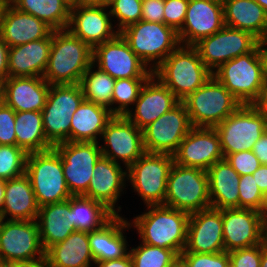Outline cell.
<instances>
[{
    "mask_svg": "<svg viewBox=\"0 0 267 267\" xmlns=\"http://www.w3.org/2000/svg\"><path fill=\"white\" fill-rule=\"evenodd\" d=\"M113 0H83L82 4L85 5H97V6H107L112 2Z\"/></svg>",
    "mask_w": 267,
    "mask_h": 267,
    "instance_id": "59",
    "label": "cell"
},
{
    "mask_svg": "<svg viewBox=\"0 0 267 267\" xmlns=\"http://www.w3.org/2000/svg\"><path fill=\"white\" fill-rule=\"evenodd\" d=\"M141 20L164 23V0L142 2Z\"/></svg>",
    "mask_w": 267,
    "mask_h": 267,
    "instance_id": "50",
    "label": "cell"
},
{
    "mask_svg": "<svg viewBox=\"0 0 267 267\" xmlns=\"http://www.w3.org/2000/svg\"><path fill=\"white\" fill-rule=\"evenodd\" d=\"M8 45L0 37V83L8 78Z\"/></svg>",
    "mask_w": 267,
    "mask_h": 267,
    "instance_id": "52",
    "label": "cell"
},
{
    "mask_svg": "<svg viewBox=\"0 0 267 267\" xmlns=\"http://www.w3.org/2000/svg\"><path fill=\"white\" fill-rule=\"evenodd\" d=\"M145 208L142 214L128 220L139 240L173 250L180 256L186 245L190 214L164 205H148Z\"/></svg>",
    "mask_w": 267,
    "mask_h": 267,
    "instance_id": "1",
    "label": "cell"
},
{
    "mask_svg": "<svg viewBox=\"0 0 267 267\" xmlns=\"http://www.w3.org/2000/svg\"><path fill=\"white\" fill-rule=\"evenodd\" d=\"M54 30L35 16L7 4L0 20V37L14 47L47 38Z\"/></svg>",
    "mask_w": 267,
    "mask_h": 267,
    "instance_id": "25",
    "label": "cell"
},
{
    "mask_svg": "<svg viewBox=\"0 0 267 267\" xmlns=\"http://www.w3.org/2000/svg\"><path fill=\"white\" fill-rule=\"evenodd\" d=\"M37 223L41 244L45 251L53 244L64 241L76 230L70 219V198L60 203L40 207Z\"/></svg>",
    "mask_w": 267,
    "mask_h": 267,
    "instance_id": "32",
    "label": "cell"
},
{
    "mask_svg": "<svg viewBox=\"0 0 267 267\" xmlns=\"http://www.w3.org/2000/svg\"><path fill=\"white\" fill-rule=\"evenodd\" d=\"M129 249L133 267H169L179 256L175 251L139 242Z\"/></svg>",
    "mask_w": 267,
    "mask_h": 267,
    "instance_id": "40",
    "label": "cell"
},
{
    "mask_svg": "<svg viewBox=\"0 0 267 267\" xmlns=\"http://www.w3.org/2000/svg\"><path fill=\"white\" fill-rule=\"evenodd\" d=\"M252 176L264 195L267 192V165H261Z\"/></svg>",
    "mask_w": 267,
    "mask_h": 267,
    "instance_id": "54",
    "label": "cell"
},
{
    "mask_svg": "<svg viewBox=\"0 0 267 267\" xmlns=\"http://www.w3.org/2000/svg\"><path fill=\"white\" fill-rule=\"evenodd\" d=\"M267 13V0H255Z\"/></svg>",
    "mask_w": 267,
    "mask_h": 267,
    "instance_id": "66",
    "label": "cell"
},
{
    "mask_svg": "<svg viewBox=\"0 0 267 267\" xmlns=\"http://www.w3.org/2000/svg\"><path fill=\"white\" fill-rule=\"evenodd\" d=\"M169 267H190V266L181 256H178L176 260Z\"/></svg>",
    "mask_w": 267,
    "mask_h": 267,
    "instance_id": "62",
    "label": "cell"
},
{
    "mask_svg": "<svg viewBox=\"0 0 267 267\" xmlns=\"http://www.w3.org/2000/svg\"><path fill=\"white\" fill-rule=\"evenodd\" d=\"M174 163L208 170L223 160L220 138L215 128L193 127L173 154Z\"/></svg>",
    "mask_w": 267,
    "mask_h": 267,
    "instance_id": "18",
    "label": "cell"
},
{
    "mask_svg": "<svg viewBox=\"0 0 267 267\" xmlns=\"http://www.w3.org/2000/svg\"><path fill=\"white\" fill-rule=\"evenodd\" d=\"M5 4H12L15 0H2Z\"/></svg>",
    "mask_w": 267,
    "mask_h": 267,
    "instance_id": "70",
    "label": "cell"
},
{
    "mask_svg": "<svg viewBox=\"0 0 267 267\" xmlns=\"http://www.w3.org/2000/svg\"><path fill=\"white\" fill-rule=\"evenodd\" d=\"M212 75L241 103L254 104L264 83L257 47L221 64Z\"/></svg>",
    "mask_w": 267,
    "mask_h": 267,
    "instance_id": "10",
    "label": "cell"
},
{
    "mask_svg": "<svg viewBox=\"0 0 267 267\" xmlns=\"http://www.w3.org/2000/svg\"><path fill=\"white\" fill-rule=\"evenodd\" d=\"M149 78L116 79L112 95V114L126 115L134 106L140 91Z\"/></svg>",
    "mask_w": 267,
    "mask_h": 267,
    "instance_id": "39",
    "label": "cell"
},
{
    "mask_svg": "<svg viewBox=\"0 0 267 267\" xmlns=\"http://www.w3.org/2000/svg\"><path fill=\"white\" fill-rule=\"evenodd\" d=\"M43 129L47 141L54 147L70 141L71 117L75 112L42 111Z\"/></svg>",
    "mask_w": 267,
    "mask_h": 267,
    "instance_id": "41",
    "label": "cell"
},
{
    "mask_svg": "<svg viewBox=\"0 0 267 267\" xmlns=\"http://www.w3.org/2000/svg\"><path fill=\"white\" fill-rule=\"evenodd\" d=\"M228 253L232 267H260L261 244L249 248L232 250Z\"/></svg>",
    "mask_w": 267,
    "mask_h": 267,
    "instance_id": "48",
    "label": "cell"
},
{
    "mask_svg": "<svg viewBox=\"0 0 267 267\" xmlns=\"http://www.w3.org/2000/svg\"><path fill=\"white\" fill-rule=\"evenodd\" d=\"M260 267H267V246L261 245V264Z\"/></svg>",
    "mask_w": 267,
    "mask_h": 267,
    "instance_id": "61",
    "label": "cell"
},
{
    "mask_svg": "<svg viewBox=\"0 0 267 267\" xmlns=\"http://www.w3.org/2000/svg\"><path fill=\"white\" fill-rule=\"evenodd\" d=\"M92 63L115 80L150 78L153 75V71L131 50L120 33L93 48Z\"/></svg>",
    "mask_w": 267,
    "mask_h": 267,
    "instance_id": "16",
    "label": "cell"
},
{
    "mask_svg": "<svg viewBox=\"0 0 267 267\" xmlns=\"http://www.w3.org/2000/svg\"><path fill=\"white\" fill-rule=\"evenodd\" d=\"M164 206L189 214L210 208L207 171L174 163L167 180Z\"/></svg>",
    "mask_w": 267,
    "mask_h": 267,
    "instance_id": "8",
    "label": "cell"
},
{
    "mask_svg": "<svg viewBox=\"0 0 267 267\" xmlns=\"http://www.w3.org/2000/svg\"><path fill=\"white\" fill-rule=\"evenodd\" d=\"M70 8L76 7L82 4L83 0H63Z\"/></svg>",
    "mask_w": 267,
    "mask_h": 267,
    "instance_id": "65",
    "label": "cell"
},
{
    "mask_svg": "<svg viewBox=\"0 0 267 267\" xmlns=\"http://www.w3.org/2000/svg\"><path fill=\"white\" fill-rule=\"evenodd\" d=\"M39 208L26 174L6 180L5 198L1 209L5 220H37Z\"/></svg>",
    "mask_w": 267,
    "mask_h": 267,
    "instance_id": "29",
    "label": "cell"
},
{
    "mask_svg": "<svg viewBox=\"0 0 267 267\" xmlns=\"http://www.w3.org/2000/svg\"><path fill=\"white\" fill-rule=\"evenodd\" d=\"M173 155L145 152L127 168V183L145 206L164 205Z\"/></svg>",
    "mask_w": 267,
    "mask_h": 267,
    "instance_id": "7",
    "label": "cell"
},
{
    "mask_svg": "<svg viewBox=\"0 0 267 267\" xmlns=\"http://www.w3.org/2000/svg\"><path fill=\"white\" fill-rule=\"evenodd\" d=\"M131 230L124 215H114L100 229L88 232L90 250L96 262L119 259L129 253L125 232Z\"/></svg>",
    "mask_w": 267,
    "mask_h": 267,
    "instance_id": "26",
    "label": "cell"
},
{
    "mask_svg": "<svg viewBox=\"0 0 267 267\" xmlns=\"http://www.w3.org/2000/svg\"><path fill=\"white\" fill-rule=\"evenodd\" d=\"M189 0H164V24L177 32L182 28Z\"/></svg>",
    "mask_w": 267,
    "mask_h": 267,
    "instance_id": "47",
    "label": "cell"
},
{
    "mask_svg": "<svg viewBox=\"0 0 267 267\" xmlns=\"http://www.w3.org/2000/svg\"><path fill=\"white\" fill-rule=\"evenodd\" d=\"M192 128L186 106L179 102L142 130L145 152L173 155Z\"/></svg>",
    "mask_w": 267,
    "mask_h": 267,
    "instance_id": "15",
    "label": "cell"
},
{
    "mask_svg": "<svg viewBox=\"0 0 267 267\" xmlns=\"http://www.w3.org/2000/svg\"><path fill=\"white\" fill-rule=\"evenodd\" d=\"M113 116L108 108L84 99L71 117L70 142L100 143L103 130Z\"/></svg>",
    "mask_w": 267,
    "mask_h": 267,
    "instance_id": "31",
    "label": "cell"
},
{
    "mask_svg": "<svg viewBox=\"0 0 267 267\" xmlns=\"http://www.w3.org/2000/svg\"><path fill=\"white\" fill-rule=\"evenodd\" d=\"M112 22L107 6L79 4L70 10L67 29L93 49L119 33Z\"/></svg>",
    "mask_w": 267,
    "mask_h": 267,
    "instance_id": "19",
    "label": "cell"
},
{
    "mask_svg": "<svg viewBox=\"0 0 267 267\" xmlns=\"http://www.w3.org/2000/svg\"><path fill=\"white\" fill-rule=\"evenodd\" d=\"M263 194L255 182L252 174L240 176L239 208L261 210Z\"/></svg>",
    "mask_w": 267,
    "mask_h": 267,
    "instance_id": "44",
    "label": "cell"
},
{
    "mask_svg": "<svg viewBox=\"0 0 267 267\" xmlns=\"http://www.w3.org/2000/svg\"><path fill=\"white\" fill-rule=\"evenodd\" d=\"M48 267H93L88 232L75 230L64 241L45 251Z\"/></svg>",
    "mask_w": 267,
    "mask_h": 267,
    "instance_id": "30",
    "label": "cell"
},
{
    "mask_svg": "<svg viewBox=\"0 0 267 267\" xmlns=\"http://www.w3.org/2000/svg\"><path fill=\"white\" fill-rule=\"evenodd\" d=\"M257 43L258 38L252 33L225 25L218 32L200 39L193 46L205 66L213 72L221 64L252 52Z\"/></svg>",
    "mask_w": 267,
    "mask_h": 267,
    "instance_id": "13",
    "label": "cell"
},
{
    "mask_svg": "<svg viewBox=\"0 0 267 267\" xmlns=\"http://www.w3.org/2000/svg\"><path fill=\"white\" fill-rule=\"evenodd\" d=\"M93 49L68 29L54 30L43 78L50 85L80 84L92 64Z\"/></svg>",
    "mask_w": 267,
    "mask_h": 267,
    "instance_id": "2",
    "label": "cell"
},
{
    "mask_svg": "<svg viewBox=\"0 0 267 267\" xmlns=\"http://www.w3.org/2000/svg\"><path fill=\"white\" fill-rule=\"evenodd\" d=\"M101 138V143L104 142L100 143L102 156L126 168L145 153L143 131L125 115H114Z\"/></svg>",
    "mask_w": 267,
    "mask_h": 267,
    "instance_id": "12",
    "label": "cell"
},
{
    "mask_svg": "<svg viewBox=\"0 0 267 267\" xmlns=\"http://www.w3.org/2000/svg\"><path fill=\"white\" fill-rule=\"evenodd\" d=\"M257 53L261 62L262 75L264 80L267 79V49L257 43Z\"/></svg>",
    "mask_w": 267,
    "mask_h": 267,
    "instance_id": "57",
    "label": "cell"
},
{
    "mask_svg": "<svg viewBox=\"0 0 267 267\" xmlns=\"http://www.w3.org/2000/svg\"><path fill=\"white\" fill-rule=\"evenodd\" d=\"M261 245L267 246V215H261Z\"/></svg>",
    "mask_w": 267,
    "mask_h": 267,
    "instance_id": "58",
    "label": "cell"
},
{
    "mask_svg": "<svg viewBox=\"0 0 267 267\" xmlns=\"http://www.w3.org/2000/svg\"><path fill=\"white\" fill-rule=\"evenodd\" d=\"M15 111L4 102L0 104V145H16Z\"/></svg>",
    "mask_w": 267,
    "mask_h": 267,
    "instance_id": "49",
    "label": "cell"
},
{
    "mask_svg": "<svg viewBox=\"0 0 267 267\" xmlns=\"http://www.w3.org/2000/svg\"><path fill=\"white\" fill-rule=\"evenodd\" d=\"M225 26L223 4L217 0H189L186 17L178 31L180 44L194 45Z\"/></svg>",
    "mask_w": 267,
    "mask_h": 267,
    "instance_id": "21",
    "label": "cell"
},
{
    "mask_svg": "<svg viewBox=\"0 0 267 267\" xmlns=\"http://www.w3.org/2000/svg\"><path fill=\"white\" fill-rule=\"evenodd\" d=\"M44 258L37 220H4L0 228V264Z\"/></svg>",
    "mask_w": 267,
    "mask_h": 267,
    "instance_id": "14",
    "label": "cell"
},
{
    "mask_svg": "<svg viewBox=\"0 0 267 267\" xmlns=\"http://www.w3.org/2000/svg\"><path fill=\"white\" fill-rule=\"evenodd\" d=\"M222 210L207 208L190 213L183 252L219 253L225 251Z\"/></svg>",
    "mask_w": 267,
    "mask_h": 267,
    "instance_id": "20",
    "label": "cell"
},
{
    "mask_svg": "<svg viewBox=\"0 0 267 267\" xmlns=\"http://www.w3.org/2000/svg\"><path fill=\"white\" fill-rule=\"evenodd\" d=\"M83 100L80 84L50 85L42 111L75 112Z\"/></svg>",
    "mask_w": 267,
    "mask_h": 267,
    "instance_id": "38",
    "label": "cell"
},
{
    "mask_svg": "<svg viewBox=\"0 0 267 267\" xmlns=\"http://www.w3.org/2000/svg\"><path fill=\"white\" fill-rule=\"evenodd\" d=\"M252 151L260 161L261 165H267V130L254 144Z\"/></svg>",
    "mask_w": 267,
    "mask_h": 267,
    "instance_id": "51",
    "label": "cell"
},
{
    "mask_svg": "<svg viewBox=\"0 0 267 267\" xmlns=\"http://www.w3.org/2000/svg\"><path fill=\"white\" fill-rule=\"evenodd\" d=\"M182 102L193 127L214 128L241 106L213 75Z\"/></svg>",
    "mask_w": 267,
    "mask_h": 267,
    "instance_id": "6",
    "label": "cell"
},
{
    "mask_svg": "<svg viewBox=\"0 0 267 267\" xmlns=\"http://www.w3.org/2000/svg\"><path fill=\"white\" fill-rule=\"evenodd\" d=\"M224 24L259 38L267 27V13L255 0H224Z\"/></svg>",
    "mask_w": 267,
    "mask_h": 267,
    "instance_id": "33",
    "label": "cell"
},
{
    "mask_svg": "<svg viewBox=\"0 0 267 267\" xmlns=\"http://www.w3.org/2000/svg\"><path fill=\"white\" fill-rule=\"evenodd\" d=\"M94 266L96 267H133V264H132L130 254L128 253L126 256L119 258V259L96 262Z\"/></svg>",
    "mask_w": 267,
    "mask_h": 267,
    "instance_id": "53",
    "label": "cell"
},
{
    "mask_svg": "<svg viewBox=\"0 0 267 267\" xmlns=\"http://www.w3.org/2000/svg\"><path fill=\"white\" fill-rule=\"evenodd\" d=\"M4 216H3V213H2V211L0 210V228L2 227V224H3V222H4Z\"/></svg>",
    "mask_w": 267,
    "mask_h": 267,
    "instance_id": "68",
    "label": "cell"
},
{
    "mask_svg": "<svg viewBox=\"0 0 267 267\" xmlns=\"http://www.w3.org/2000/svg\"><path fill=\"white\" fill-rule=\"evenodd\" d=\"M179 102L175 95L152 75L143 85L134 106L125 116L143 130Z\"/></svg>",
    "mask_w": 267,
    "mask_h": 267,
    "instance_id": "22",
    "label": "cell"
},
{
    "mask_svg": "<svg viewBox=\"0 0 267 267\" xmlns=\"http://www.w3.org/2000/svg\"><path fill=\"white\" fill-rule=\"evenodd\" d=\"M14 130L16 146L23 149L27 154L53 148L46 139L41 112H15Z\"/></svg>",
    "mask_w": 267,
    "mask_h": 267,
    "instance_id": "34",
    "label": "cell"
},
{
    "mask_svg": "<svg viewBox=\"0 0 267 267\" xmlns=\"http://www.w3.org/2000/svg\"><path fill=\"white\" fill-rule=\"evenodd\" d=\"M92 175L88 190L83 196L102 203L114 215H121L122 206L117 203L126 191L127 168L101 156Z\"/></svg>",
    "mask_w": 267,
    "mask_h": 267,
    "instance_id": "17",
    "label": "cell"
},
{
    "mask_svg": "<svg viewBox=\"0 0 267 267\" xmlns=\"http://www.w3.org/2000/svg\"><path fill=\"white\" fill-rule=\"evenodd\" d=\"M253 105L267 117V79L264 80L260 96Z\"/></svg>",
    "mask_w": 267,
    "mask_h": 267,
    "instance_id": "56",
    "label": "cell"
},
{
    "mask_svg": "<svg viewBox=\"0 0 267 267\" xmlns=\"http://www.w3.org/2000/svg\"><path fill=\"white\" fill-rule=\"evenodd\" d=\"M225 251L249 248L261 244V214L244 208L222 210Z\"/></svg>",
    "mask_w": 267,
    "mask_h": 267,
    "instance_id": "23",
    "label": "cell"
},
{
    "mask_svg": "<svg viewBox=\"0 0 267 267\" xmlns=\"http://www.w3.org/2000/svg\"><path fill=\"white\" fill-rule=\"evenodd\" d=\"M62 159V168L67 187L72 196H83L93 169L102 156L99 142H63L54 146Z\"/></svg>",
    "mask_w": 267,
    "mask_h": 267,
    "instance_id": "11",
    "label": "cell"
},
{
    "mask_svg": "<svg viewBox=\"0 0 267 267\" xmlns=\"http://www.w3.org/2000/svg\"><path fill=\"white\" fill-rule=\"evenodd\" d=\"M108 9L118 32L141 20L142 2L139 0H113Z\"/></svg>",
    "mask_w": 267,
    "mask_h": 267,
    "instance_id": "43",
    "label": "cell"
},
{
    "mask_svg": "<svg viewBox=\"0 0 267 267\" xmlns=\"http://www.w3.org/2000/svg\"><path fill=\"white\" fill-rule=\"evenodd\" d=\"M209 197L212 208H239L240 175L228 161L215 162L208 170Z\"/></svg>",
    "mask_w": 267,
    "mask_h": 267,
    "instance_id": "28",
    "label": "cell"
},
{
    "mask_svg": "<svg viewBox=\"0 0 267 267\" xmlns=\"http://www.w3.org/2000/svg\"><path fill=\"white\" fill-rule=\"evenodd\" d=\"M6 180L0 178V210L2 209L5 198Z\"/></svg>",
    "mask_w": 267,
    "mask_h": 267,
    "instance_id": "60",
    "label": "cell"
},
{
    "mask_svg": "<svg viewBox=\"0 0 267 267\" xmlns=\"http://www.w3.org/2000/svg\"><path fill=\"white\" fill-rule=\"evenodd\" d=\"M225 159L240 176L253 174L261 166L252 150L228 154Z\"/></svg>",
    "mask_w": 267,
    "mask_h": 267,
    "instance_id": "46",
    "label": "cell"
},
{
    "mask_svg": "<svg viewBox=\"0 0 267 267\" xmlns=\"http://www.w3.org/2000/svg\"><path fill=\"white\" fill-rule=\"evenodd\" d=\"M80 85L85 100L104 106L112 113L114 78L92 63L83 74Z\"/></svg>",
    "mask_w": 267,
    "mask_h": 267,
    "instance_id": "37",
    "label": "cell"
},
{
    "mask_svg": "<svg viewBox=\"0 0 267 267\" xmlns=\"http://www.w3.org/2000/svg\"><path fill=\"white\" fill-rule=\"evenodd\" d=\"M113 216L114 214L98 201L84 196L70 197V219L76 230H98Z\"/></svg>",
    "mask_w": 267,
    "mask_h": 267,
    "instance_id": "35",
    "label": "cell"
},
{
    "mask_svg": "<svg viewBox=\"0 0 267 267\" xmlns=\"http://www.w3.org/2000/svg\"><path fill=\"white\" fill-rule=\"evenodd\" d=\"M119 33L151 71L180 45L178 32L164 23L140 20Z\"/></svg>",
    "mask_w": 267,
    "mask_h": 267,
    "instance_id": "4",
    "label": "cell"
},
{
    "mask_svg": "<svg viewBox=\"0 0 267 267\" xmlns=\"http://www.w3.org/2000/svg\"><path fill=\"white\" fill-rule=\"evenodd\" d=\"M261 215H267V192L263 195L262 208L260 210Z\"/></svg>",
    "mask_w": 267,
    "mask_h": 267,
    "instance_id": "64",
    "label": "cell"
},
{
    "mask_svg": "<svg viewBox=\"0 0 267 267\" xmlns=\"http://www.w3.org/2000/svg\"><path fill=\"white\" fill-rule=\"evenodd\" d=\"M25 174L30 179L39 207L63 202L72 196L64 177L62 159L54 147L29 153Z\"/></svg>",
    "mask_w": 267,
    "mask_h": 267,
    "instance_id": "5",
    "label": "cell"
},
{
    "mask_svg": "<svg viewBox=\"0 0 267 267\" xmlns=\"http://www.w3.org/2000/svg\"><path fill=\"white\" fill-rule=\"evenodd\" d=\"M12 5L45 22L53 30L68 27L71 8L63 0H15Z\"/></svg>",
    "mask_w": 267,
    "mask_h": 267,
    "instance_id": "36",
    "label": "cell"
},
{
    "mask_svg": "<svg viewBox=\"0 0 267 267\" xmlns=\"http://www.w3.org/2000/svg\"><path fill=\"white\" fill-rule=\"evenodd\" d=\"M51 44L52 33L44 39L9 47L8 77H43Z\"/></svg>",
    "mask_w": 267,
    "mask_h": 267,
    "instance_id": "27",
    "label": "cell"
},
{
    "mask_svg": "<svg viewBox=\"0 0 267 267\" xmlns=\"http://www.w3.org/2000/svg\"><path fill=\"white\" fill-rule=\"evenodd\" d=\"M2 265L4 267H48L46 258L32 261L10 262Z\"/></svg>",
    "mask_w": 267,
    "mask_h": 267,
    "instance_id": "55",
    "label": "cell"
},
{
    "mask_svg": "<svg viewBox=\"0 0 267 267\" xmlns=\"http://www.w3.org/2000/svg\"><path fill=\"white\" fill-rule=\"evenodd\" d=\"M1 86L3 102L15 112H42L50 89L43 77H8Z\"/></svg>",
    "mask_w": 267,
    "mask_h": 267,
    "instance_id": "24",
    "label": "cell"
},
{
    "mask_svg": "<svg viewBox=\"0 0 267 267\" xmlns=\"http://www.w3.org/2000/svg\"><path fill=\"white\" fill-rule=\"evenodd\" d=\"M258 43L265 49H267V27L263 31L262 35L258 38Z\"/></svg>",
    "mask_w": 267,
    "mask_h": 267,
    "instance_id": "63",
    "label": "cell"
},
{
    "mask_svg": "<svg viewBox=\"0 0 267 267\" xmlns=\"http://www.w3.org/2000/svg\"><path fill=\"white\" fill-rule=\"evenodd\" d=\"M27 155L16 145H0V178L9 180L25 174Z\"/></svg>",
    "mask_w": 267,
    "mask_h": 267,
    "instance_id": "42",
    "label": "cell"
},
{
    "mask_svg": "<svg viewBox=\"0 0 267 267\" xmlns=\"http://www.w3.org/2000/svg\"><path fill=\"white\" fill-rule=\"evenodd\" d=\"M7 4H5V2H3L2 0H0V20H1V17H2V13H3V10L5 8Z\"/></svg>",
    "mask_w": 267,
    "mask_h": 267,
    "instance_id": "67",
    "label": "cell"
},
{
    "mask_svg": "<svg viewBox=\"0 0 267 267\" xmlns=\"http://www.w3.org/2000/svg\"><path fill=\"white\" fill-rule=\"evenodd\" d=\"M153 75L182 102L201 87L212 72L194 46L180 44L153 71Z\"/></svg>",
    "mask_w": 267,
    "mask_h": 267,
    "instance_id": "3",
    "label": "cell"
},
{
    "mask_svg": "<svg viewBox=\"0 0 267 267\" xmlns=\"http://www.w3.org/2000/svg\"><path fill=\"white\" fill-rule=\"evenodd\" d=\"M3 102V89L0 83V104Z\"/></svg>",
    "mask_w": 267,
    "mask_h": 267,
    "instance_id": "69",
    "label": "cell"
},
{
    "mask_svg": "<svg viewBox=\"0 0 267 267\" xmlns=\"http://www.w3.org/2000/svg\"><path fill=\"white\" fill-rule=\"evenodd\" d=\"M214 128L225 158L235 152L251 151L267 130V117L253 104H244Z\"/></svg>",
    "mask_w": 267,
    "mask_h": 267,
    "instance_id": "9",
    "label": "cell"
},
{
    "mask_svg": "<svg viewBox=\"0 0 267 267\" xmlns=\"http://www.w3.org/2000/svg\"><path fill=\"white\" fill-rule=\"evenodd\" d=\"M180 256L190 267H228L230 264L227 251L219 253L182 252Z\"/></svg>",
    "mask_w": 267,
    "mask_h": 267,
    "instance_id": "45",
    "label": "cell"
}]
</instances>
